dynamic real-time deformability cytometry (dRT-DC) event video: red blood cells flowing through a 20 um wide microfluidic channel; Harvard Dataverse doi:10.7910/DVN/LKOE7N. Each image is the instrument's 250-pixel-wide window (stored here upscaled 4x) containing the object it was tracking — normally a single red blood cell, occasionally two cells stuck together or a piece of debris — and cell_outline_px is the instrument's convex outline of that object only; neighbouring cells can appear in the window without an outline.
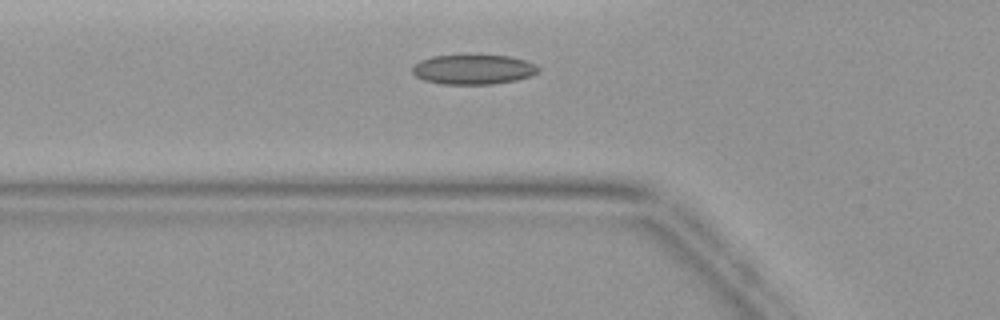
{"species": "common noctule bat (a hibernating species)", "species_latin": "Nyctalus noctula", "temperature_condition": "warm", "stored_images_in_passage": 7, "camera_frame_rate_fps": 3000, "um_per_image_px": 0.085, "animal": {"sex": "female", "body_mass_g": 19.9}, "frame": {"image": 1, "passage_image": 3, "time_ms": 0.667, "image_size_px": [1000, 320], "cell_outline_px": [[540, 72], [516, 80], [492, 84], [444, 84], [424, 80], [416, 76], [412, 72], [412, 64], [420, 60], [432, 56], [460, 52], [476, 52], [512, 56], [536, 64], [540, 68]], "centroid_in_image_um": [40.21, 5.83], "position_along_channel_um": 85.6, "area_um2": 23.12}}